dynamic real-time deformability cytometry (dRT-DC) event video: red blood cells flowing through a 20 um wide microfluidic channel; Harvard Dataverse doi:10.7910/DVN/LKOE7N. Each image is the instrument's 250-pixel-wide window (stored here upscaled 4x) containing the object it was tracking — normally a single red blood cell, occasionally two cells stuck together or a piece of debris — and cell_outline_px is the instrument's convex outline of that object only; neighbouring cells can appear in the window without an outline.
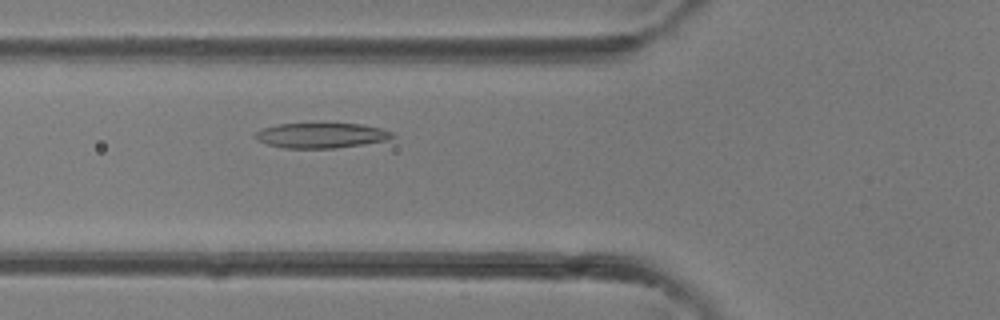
{"species": "common noctule bat (a hibernating species)", "species_latin": "Nyctalus noctula", "temperature_condition": "room temperature", "stored_images_in_passage": 36, "camera_frame_rate_fps": 3000, "um_per_image_px": 0.085, "animal": {"sex": "female"}, "frame": {"image": 1, "passage_image": 10, "time_ms": 3.0, "image_size_px": [1000, 320], "cell_outline_px": [[396, 136], [388, 140], [364, 144], [336, 148], [284, 148], [268, 144], [256, 140], [252, 136], [256, 132], [264, 128], [280, 124], [360, 124], [380, 128], [392, 132]], "centroid_in_image_um": [27.31, 11.52], "position_along_channel_um": 98.5, "area_um2": 19.94}}
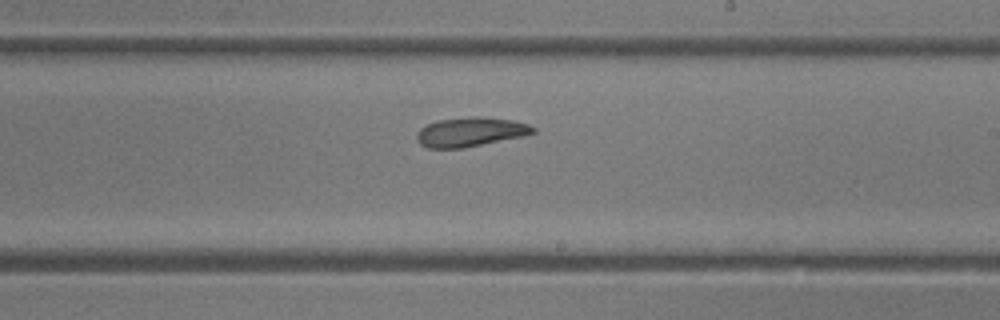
{"frame": {"image": 2, "passage_image": 19, "time_ms": 6.0, "image_size_px": [1000, 320], "cell_outline_px": [[536, 132], [524, 136], [464, 148], [428, 148], [420, 144], [416, 140], [416, 132], [420, 128], [428, 124], [440, 120], [472, 116], [480, 116], [512, 120], [528, 124], [536, 128]], "centroid_in_image_um": [39.99, 11.22], "position_along_channel_um": 249.0, "area_um2": 19.94}}
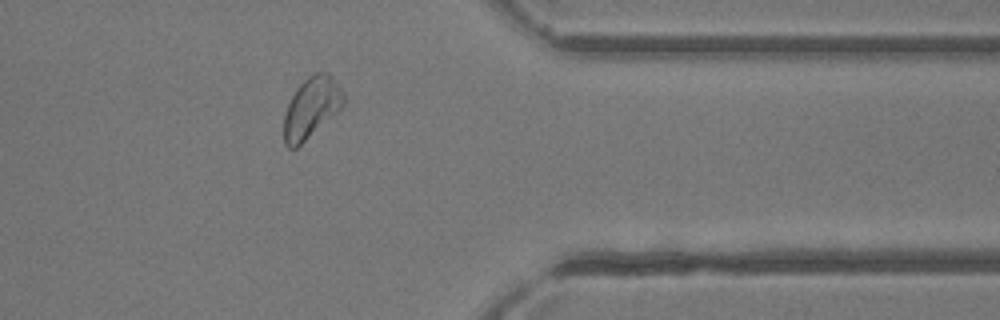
{"frame": {"image": 3, "passage_image": 28, "time_ms": 9.0, "image_size_px": [1000, 320], "cell_outline_px": [[344, 104], [336, 112], [296, 148], [288, 148], [284, 144], [284, 116], [288, 104], [296, 88], [312, 72], [328, 72], [336, 80], [344, 92]], "centroid_in_image_um": [26.46, 9.11], "position_along_channel_um": 384.9, "area_um2": 20.92}}